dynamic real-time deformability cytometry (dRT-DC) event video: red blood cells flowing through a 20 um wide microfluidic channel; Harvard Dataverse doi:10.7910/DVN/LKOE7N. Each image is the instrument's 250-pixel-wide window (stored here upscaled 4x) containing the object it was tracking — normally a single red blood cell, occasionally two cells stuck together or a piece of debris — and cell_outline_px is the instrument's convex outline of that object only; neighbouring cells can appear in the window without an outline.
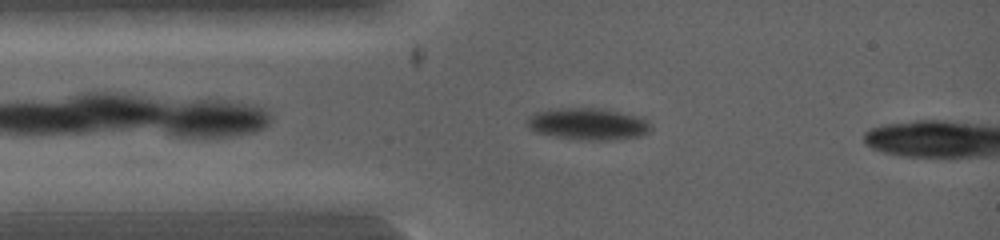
{"species": "common noctule bat (a hibernating species)", "species_latin": "Nyctalus noctula", "temperature_condition": "warm", "stored_images_in_passage": 40, "camera_frame_rate_fps": 5000, "um_per_image_px": 0.085, "animal": {"sex": "female", "body_mass_g": 19.0, "forearm_length_mm": 53.3}, "frame": {"image": 1, "passage_image": 6, "time_ms": 1.0, "image_size_px": [1000, 240], "cell_outline_px": [[652, 128], [648, 132], [640, 136], [604, 140], [580, 140], [556, 136], [536, 132], [528, 128], [524, 124], [528, 116], [536, 112], [556, 108], [600, 108], [644, 116], [652, 124]], "centroid_in_image_um": [50.0, 10.52], "position_along_channel_um": 35.0, "area_um2": 23.29}}
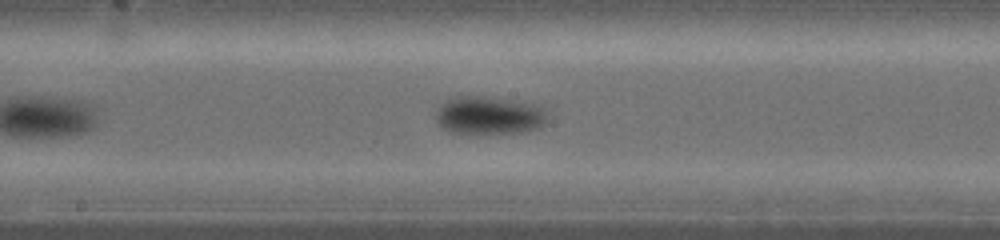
{"frame": {"image": 2, "passage_image": 20, "time_ms": 4.0, "image_size_px": [1000, 240], "cell_outline_px": [[548, 116], [544, 124], [540, 128], [520, 132], [452, 132], [444, 128], [436, 120], [436, 112], [440, 104], [444, 100], [452, 96], [484, 96], [516, 100], [532, 104], [544, 108], [548, 112]], "centroid_in_image_um": [41.59, 9.77], "position_along_channel_um": 206.6, "area_um2": 24.68}}
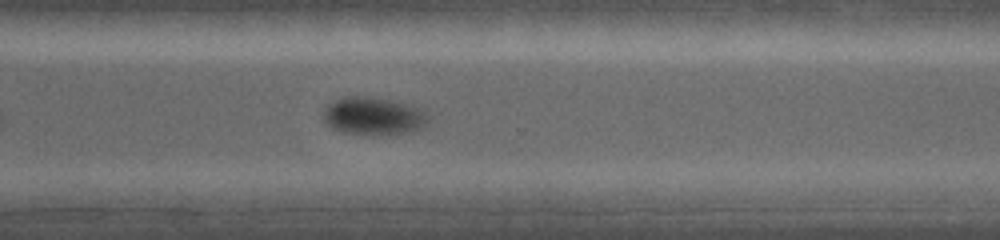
{"frame": {"image": 3, "passage_image": 30, "time_ms": 6.2, "image_size_px": [1000, 240], "cell_outline_px": [[428, 124], [420, 128], [404, 132], [344, 132], [332, 128], [324, 120], [324, 112], [328, 104], [344, 96], [368, 96], [392, 100], [408, 104], [424, 112], [428, 116]], "centroid_in_image_um": [31.72, 9.81], "position_along_channel_um": 338.9, "area_um2": 22.08}}